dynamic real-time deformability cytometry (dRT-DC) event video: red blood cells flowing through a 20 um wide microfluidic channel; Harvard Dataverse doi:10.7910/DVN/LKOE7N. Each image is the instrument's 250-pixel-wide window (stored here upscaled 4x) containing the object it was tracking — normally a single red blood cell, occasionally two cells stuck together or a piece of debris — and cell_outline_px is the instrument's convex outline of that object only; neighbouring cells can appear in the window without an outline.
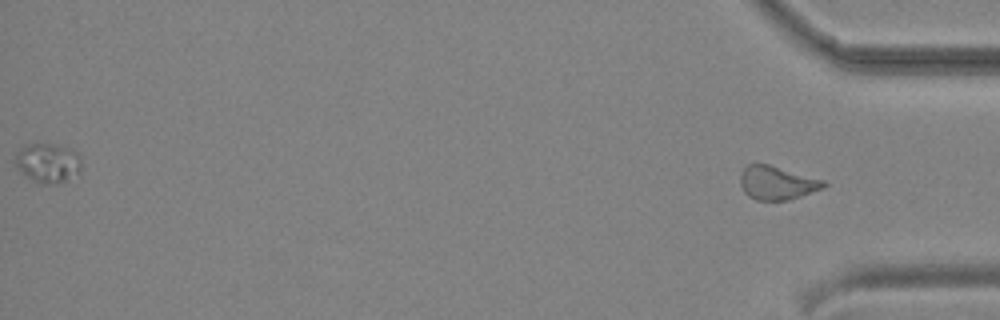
{"species": "common noctule bat (a hibernating species)", "species_latin": "Nyctalus noctula", "temperature_condition": "cold", "stored_images_in_passage": 34, "segment_of_instrument_passage": [2, 2], "camera_frame_rate_fps": 3000, "um_per_image_px": 0.085, "animal": {"sex": "male", "body_mass_g": 19.2, "forearm_length_mm": 51.8}, "frame": {"image": 1, "passage_image": 34, "time_ms": 11.0, "image_size_px": [1000, 320], "cell_outline_px": [[828, 184], [824, 188], [788, 200], [756, 200], [748, 196], [744, 192], [740, 184], [740, 172], [748, 164], [768, 164], [824, 180]], "centroid_in_image_um": [66.03, 15.54], "position_along_channel_um": 369.2, "area_um2": 16.3}}